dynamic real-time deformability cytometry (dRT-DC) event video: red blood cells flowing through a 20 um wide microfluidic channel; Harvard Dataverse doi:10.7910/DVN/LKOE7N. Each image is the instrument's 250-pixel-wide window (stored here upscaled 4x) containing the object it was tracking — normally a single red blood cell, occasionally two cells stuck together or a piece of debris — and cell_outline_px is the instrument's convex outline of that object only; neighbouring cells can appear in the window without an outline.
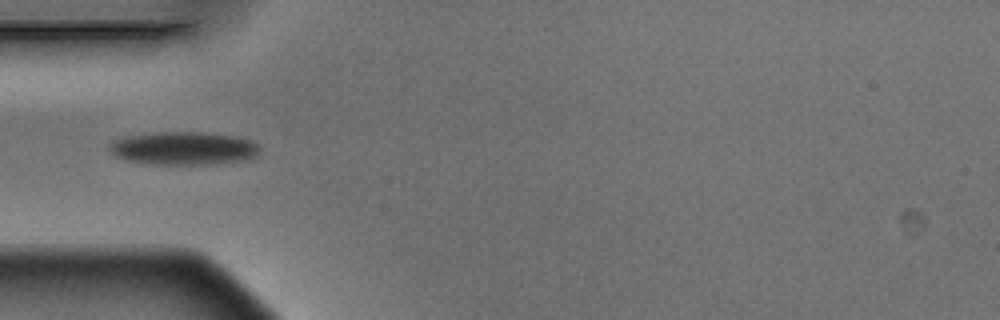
{"species": "Egyptian fruit bat (a non-hibernating species)", "species_latin": "Rousettus aegyptiacus", "temperature_condition": "warm", "stored_images_in_passage": 10, "camera_frame_rate_fps": 3000, "um_per_image_px": 0.085, "animal": {"sex": "male"}, "frame": {"image": 1, "passage_image": 4, "time_ms": 1.0, "image_size_px": [1000, 320], "cell_outline_px": [[260, 148], [256, 156], [240, 160], [204, 164], [148, 164], [124, 160], [112, 156], [108, 148], [116, 140], [124, 136], [152, 132], [200, 132], [236, 136], [252, 140]], "centroid_in_image_um": [15.54, 12.6], "position_along_channel_um": 69.5, "area_um2": 29.02}}
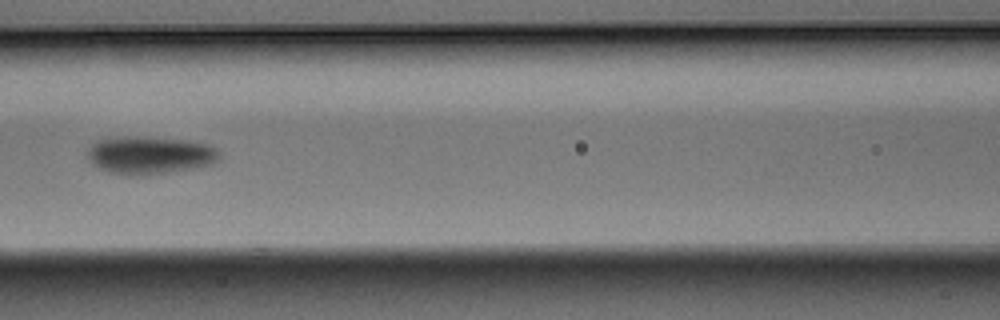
{"frame": {"image": 2, "passage_image": 6, "time_ms": 1.667, "image_size_px": [1000, 320], "cell_outline_px": [[220, 160], [212, 164], [192, 168], [164, 172], [128, 176], [108, 172], [92, 164], [88, 156], [88, 148], [92, 144], [100, 140], [124, 136], [136, 136], [188, 140], [208, 144], [216, 148], [220, 152]], "centroid_in_image_um": [12.75, 13.18], "position_along_channel_um": 153.8, "area_um2": 28.9}}
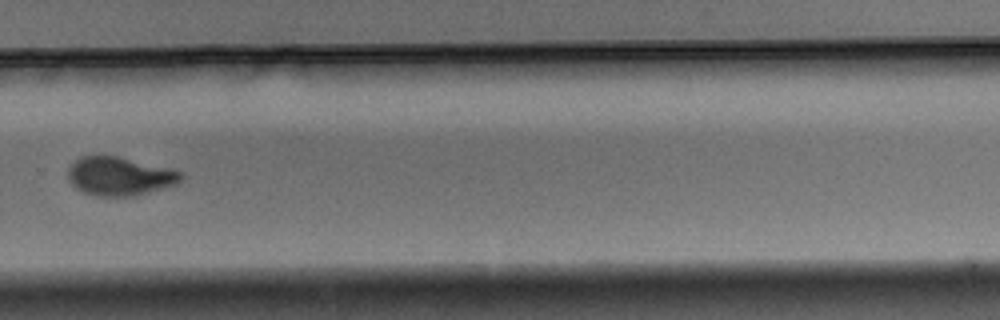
{"frame": {"image": 3, "passage_image": 10, "time_ms": 3.0, "image_size_px": [1000, 320], "cell_outline_px": [[180, 180], [176, 184], [128, 196], [100, 196], [84, 192], [76, 188], [72, 184], [68, 176], [68, 168], [80, 156], [116, 156], [168, 168], [180, 172]], "centroid_in_image_um": [10.1, 14.97], "position_along_channel_um": 319.7, "area_um2": 24.57}}